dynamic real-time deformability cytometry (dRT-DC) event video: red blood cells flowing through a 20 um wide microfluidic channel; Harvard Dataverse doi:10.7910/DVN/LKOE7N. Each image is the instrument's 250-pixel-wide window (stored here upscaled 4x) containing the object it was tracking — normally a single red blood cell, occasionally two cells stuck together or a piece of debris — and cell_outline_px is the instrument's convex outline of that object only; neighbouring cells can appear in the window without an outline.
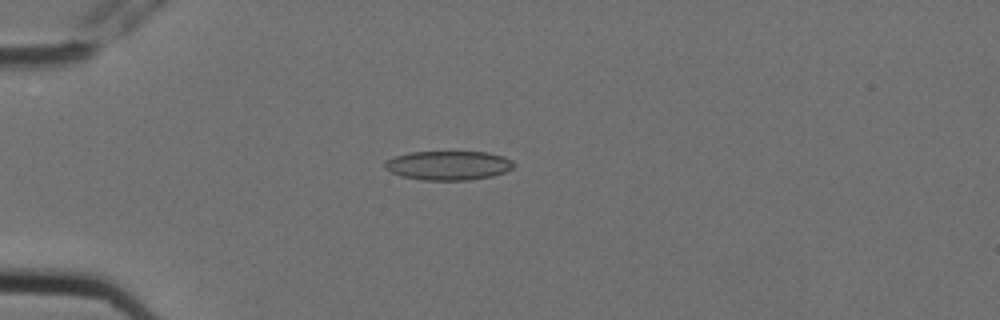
{"species": "Egyptian fruit bat (a non-hibernating species)", "species_latin": "Rousettus aegyptiacus", "temperature_condition": "cold", "stored_images_in_passage": 4, "camera_frame_rate_fps": 3000, "um_per_image_px": 0.085, "animal": {"sex": "female"}, "frame": {"image": 1, "passage_image": 3, "time_ms": 0.667, "image_size_px": [1000, 320], "cell_outline_px": [[516, 164], [512, 168], [504, 172], [492, 176], [468, 180], [424, 180], [400, 176], [384, 168], [384, 160], [396, 156], [412, 152], [488, 152], [504, 156], [512, 160]], "centroid_in_image_um": [38.12, 14.06], "position_along_channel_um": 46.9, "area_um2": 21.96}}